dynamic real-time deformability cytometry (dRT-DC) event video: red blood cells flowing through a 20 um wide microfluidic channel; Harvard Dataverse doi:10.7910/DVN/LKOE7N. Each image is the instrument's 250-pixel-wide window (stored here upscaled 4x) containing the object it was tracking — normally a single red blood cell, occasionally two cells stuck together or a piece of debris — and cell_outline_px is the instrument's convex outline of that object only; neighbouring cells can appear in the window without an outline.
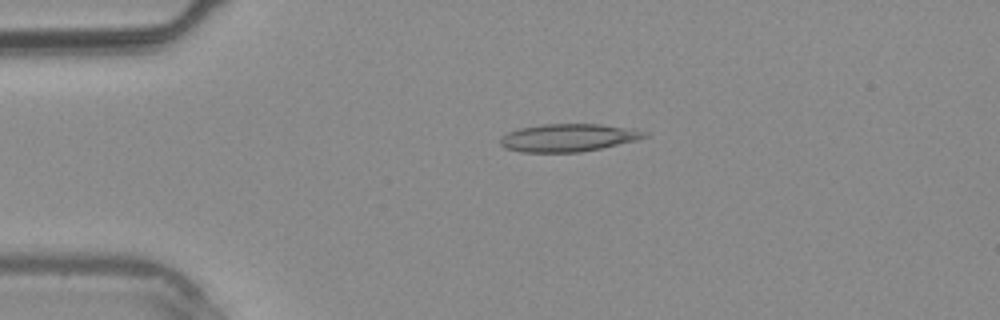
{"species": "common noctule bat (a hibernating species)", "species_latin": "Nyctalus noctula", "temperature_condition": "warm", "stored_images_in_passage": 2, "camera_frame_rate_fps": 3000, "um_per_image_px": 0.085, "animal": {"sex": "male", "body_mass_g": 20.4}, "frame": {"image": 1, "passage_image": 2, "time_ms": 2.0, "image_size_px": [1000, 320], "cell_outline_px": [[648, 136], [636, 140], [600, 148], [580, 152], [520, 152], [504, 148], [500, 144], [500, 136], [508, 132], [520, 128], [544, 124], [600, 124], [632, 128], [648, 132]], "centroid_in_image_um": [48.28, 11.7], "position_along_channel_um": 36.7, "area_um2": 23.35}}